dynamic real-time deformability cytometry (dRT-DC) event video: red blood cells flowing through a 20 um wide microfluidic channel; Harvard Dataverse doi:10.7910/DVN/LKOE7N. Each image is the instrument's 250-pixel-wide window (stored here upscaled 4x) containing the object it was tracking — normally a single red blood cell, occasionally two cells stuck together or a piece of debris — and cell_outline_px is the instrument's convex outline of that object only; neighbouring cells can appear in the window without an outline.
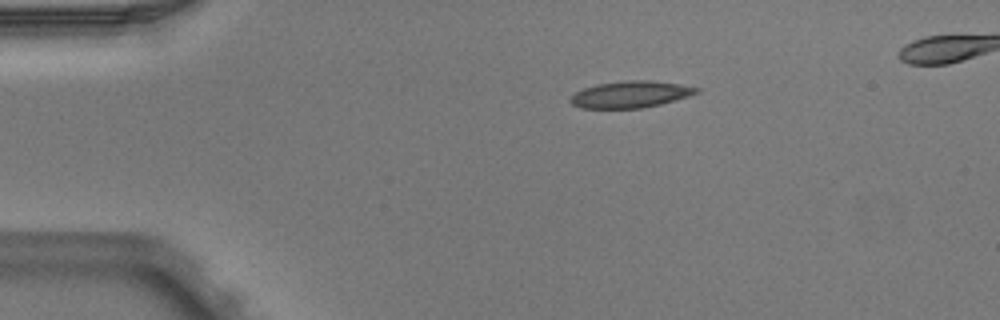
{"species": "Egyptian fruit bat (a non-hibernating species)", "species_latin": "Rousettus aegyptiacus", "temperature_condition": "warm", "stored_images_in_passage": 6, "camera_frame_rate_fps": 3000, "um_per_image_px": 0.085, "animal": {"sex": "male"}, "frame": {"image": 1, "passage_image": 6, "time_ms": 1.667, "image_size_px": [1000, 320], "cell_outline_px": [[700, 92], [688, 96], [660, 104], [644, 108], [580, 108], [572, 104], [568, 100], [576, 92], [584, 88], [596, 84], [632, 80], [648, 80], [680, 84], [700, 88]], "centroid_in_image_um": [53.59, 8.02], "position_along_channel_um": 31.4, "area_um2": 19.48}}